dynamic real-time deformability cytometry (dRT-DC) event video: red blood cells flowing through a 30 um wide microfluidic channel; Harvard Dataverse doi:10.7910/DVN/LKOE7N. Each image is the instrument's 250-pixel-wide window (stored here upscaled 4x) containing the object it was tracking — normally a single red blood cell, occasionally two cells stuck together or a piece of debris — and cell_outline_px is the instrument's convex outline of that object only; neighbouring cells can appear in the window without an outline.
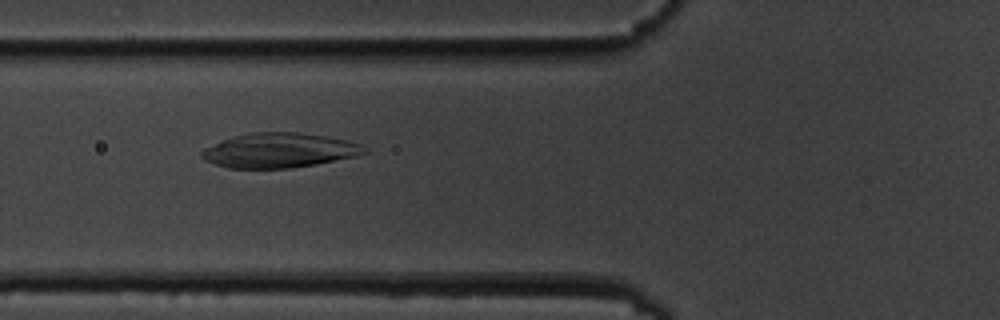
{"species": "common noctule bat (a hibernating species)", "species_latin": "Nyctalus noctula", "temperature_condition": "cold", "stored_images_in_passage": 7, "camera_frame_rate_fps": 3000, "um_per_image_px": 0.085, "animal": {"sex": "male", "body_mass_g": 19.5, "forearm_length_mm": 54.6}, "frame": {"image": 1, "passage_image": 6, "time_ms": 5.667, "image_size_px": [1000, 320], "cell_outline_px": [[368, 152], [356, 156], [316, 164], [292, 168], [228, 168], [204, 160], [200, 156], [200, 152], [204, 148], [232, 136], [252, 132], [296, 132], [324, 136], [348, 140], [360, 144], [368, 148]], "centroid_in_image_um": [23.74, 12.78], "position_along_channel_um": 102.1, "area_um2": 32.89}}
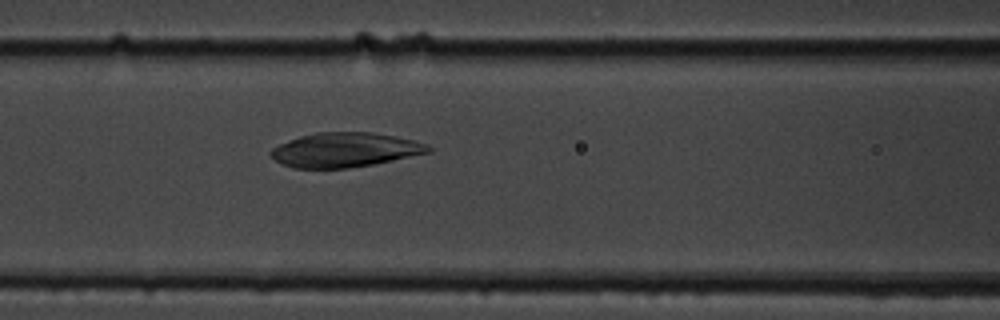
{"frame": {"image": 2, "passage_image": 7, "time_ms": 6.667, "image_size_px": [1000, 320], "cell_outline_px": [[432, 152], [372, 164], [348, 168], [296, 168], [284, 164], [276, 160], [268, 152], [272, 148], [288, 140], [300, 136], [316, 132], [372, 132], [396, 136], [428, 144], [432, 148]], "centroid_in_image_um": [29.34, 12.73], "position_along_channel_um": 137.3, "area_um2": 31.5}}